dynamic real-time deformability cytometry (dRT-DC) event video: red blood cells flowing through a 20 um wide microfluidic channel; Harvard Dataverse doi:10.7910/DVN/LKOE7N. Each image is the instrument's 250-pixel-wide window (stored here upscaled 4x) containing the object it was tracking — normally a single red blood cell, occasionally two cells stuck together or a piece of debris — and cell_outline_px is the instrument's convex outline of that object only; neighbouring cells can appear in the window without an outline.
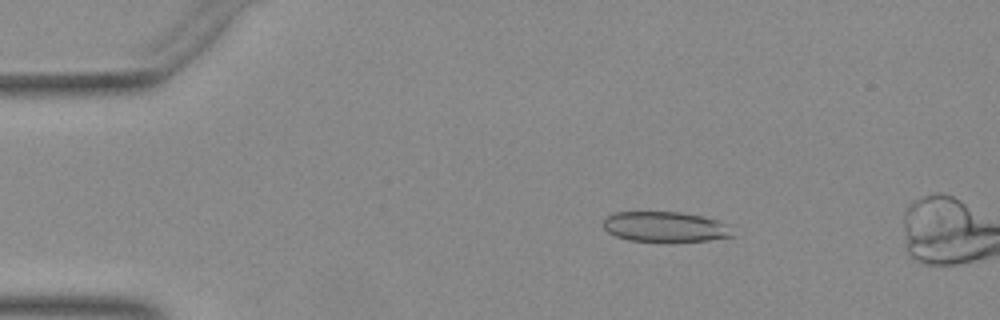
{"species": "Egyptian fruit bat (a non-hibernating species)", "species_latin": "Rousettus aegyptiacus", "temperature_condition": "warm", "stored_images_in_passage": 48, "camera_frame_rate_fps": 3000, "um_per_image_px": 0.085, "animal": {"sex": "female"}, "frame": {"image": 1, "passage_image": 8, "time_ms": 2.333, "image_size_px": [1000, 320], "cell_outline_px": [[736, 236], [708, 240], [628, 240], [616, 236], [608, 232], [604, 228], [604, 220], [608, 216], [616, 212], [680, 212], [704, 216], [728, 224]], "centroid_in_image_um": [56.58, 19.26], "position_along_channel_um": 28.4, "area_um2": 22.43}}
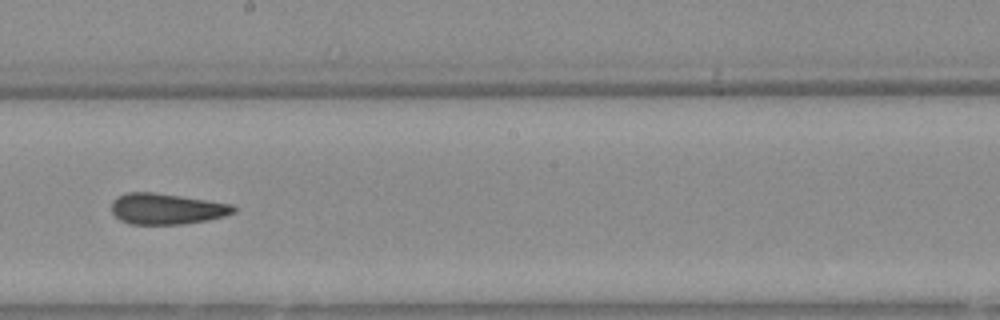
{"frame": {"image": 2, "passage_image": 28, "time_ms": 9.0, "image_size_px": [1000, 320], "cell_outline_px": [[236, 212], [224, 216], [208, 220], [184, 224], [128, 224], [120, 220], [112, 212], [112, 200], [116, 196], [128, 192], [152, 192], [180, 196], [232, 204], [236, 208]], "centroid_in_image_um": [14.15, 17.75], "position_along_channel_um": 234.1, "area_um2": 22.02}}
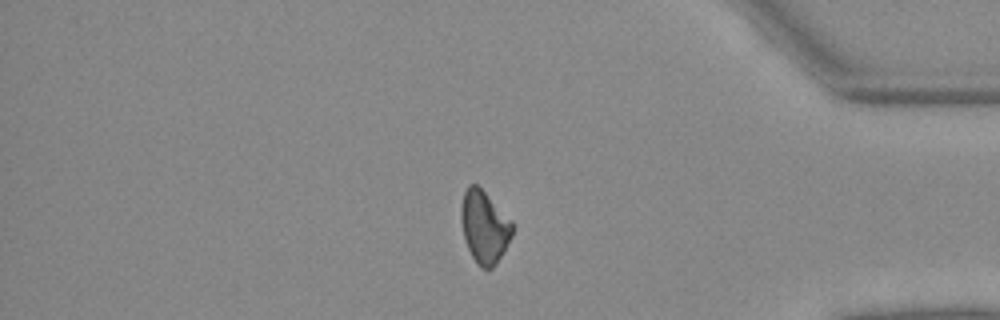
{"frame": {"image": 3, "passage_image": 42, "time_ms": 13.667, "image_size_px": [1000, 320], "cell_outline_px": [[512, 236], [496, 264], [492, 268], [480, 268], [476, 264], [468, 248], [464, 236], [460, 216], [460, 208], [464, 192], [468, 184], [476, 184], [512, 220]], "centroid_in_image_um": [41.16, 19.29], "position_along_channel_um": 394.0, "area_um2": 21.44}}